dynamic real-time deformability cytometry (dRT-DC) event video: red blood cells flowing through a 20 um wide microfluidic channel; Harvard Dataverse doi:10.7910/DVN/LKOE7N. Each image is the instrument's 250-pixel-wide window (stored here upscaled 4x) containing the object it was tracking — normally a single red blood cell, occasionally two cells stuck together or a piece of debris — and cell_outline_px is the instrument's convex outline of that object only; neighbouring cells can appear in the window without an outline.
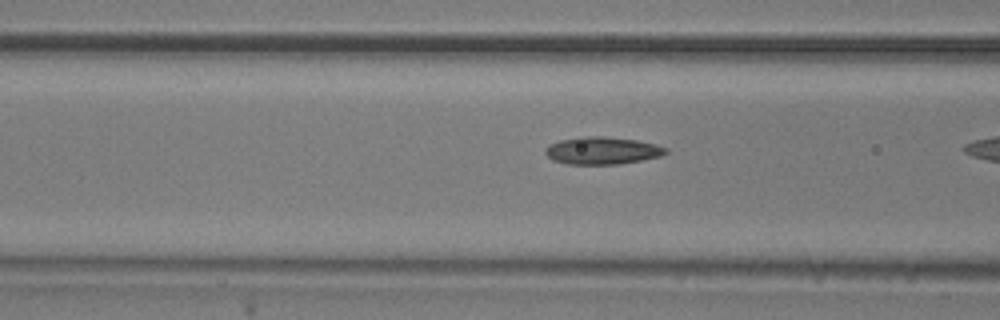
{"species": "common noctule bat (a hibernating species)", "species_latin": "Nyctalus noctula", "temperature_condition": "room temperature", "stored_images_in_passage": 38, "camera_frame_rate_fps": 3000, "um_per_image_px": 0.085, "animal": {"sex": "male", "body_mass_g": 20.5, "forearm_length_mm": 52.5}, "frame": {"image": 1, "passage_image": 17, "time_ms": 5.333, "image_size_px": [1000, 320], "cell_outline_px": [[668, 152], [660, 156], [620, 164], [568, 164], [552, 160], [544, 152], [544, 148], [548, 144], [560, 140], [580, 136], [604, 136], [636, 140], [656, 144], [668, 148]], "centroid_in_image_um": [51.16, 12.79], "position_along_channel_um": 115.4, "area_um2": 19.36}}